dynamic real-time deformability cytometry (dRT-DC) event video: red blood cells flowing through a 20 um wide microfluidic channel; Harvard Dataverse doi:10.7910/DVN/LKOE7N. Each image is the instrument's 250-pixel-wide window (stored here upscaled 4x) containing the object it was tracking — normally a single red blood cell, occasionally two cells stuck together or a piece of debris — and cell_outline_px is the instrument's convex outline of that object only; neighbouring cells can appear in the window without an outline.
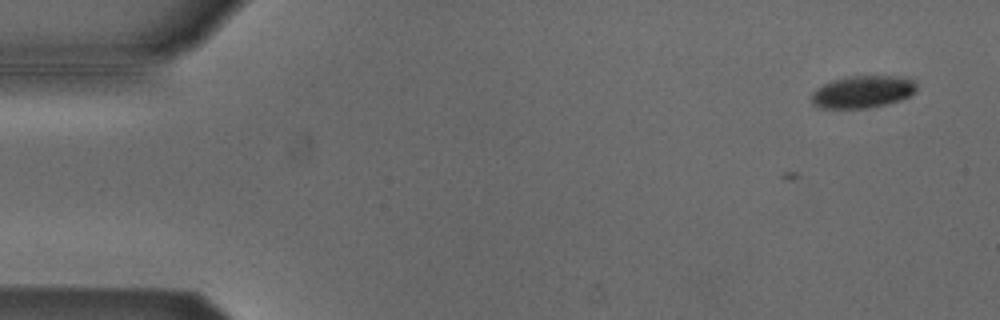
{"species": "Egyptian fruit bat (a non-hibernating species)", "species_latin": "Rousettus aegyptiacus", "temperature_condition": "cold", "stored_images_in_passage": 12, "camera_frame_rate_fps": 3000, "um_per_image_px": 0.085, "animal": {"sex": "male"}, "frame": {"image": 1, "passage_image": 1, "time_ms": 0.0, "image_size_px": [1000, 320], "cell_outline_px": [[916, 92], [900, 100], [868, 108], [820, 108], [812, 104], [812, 92], [816, 88], [832, 80], [848, 76], [896, 76], [912, 80], [916, 84]], "centroid_in_image_um": [73.29, 7.8], "position_along_channel_um": 11.7, "area_um2": 19.65}}
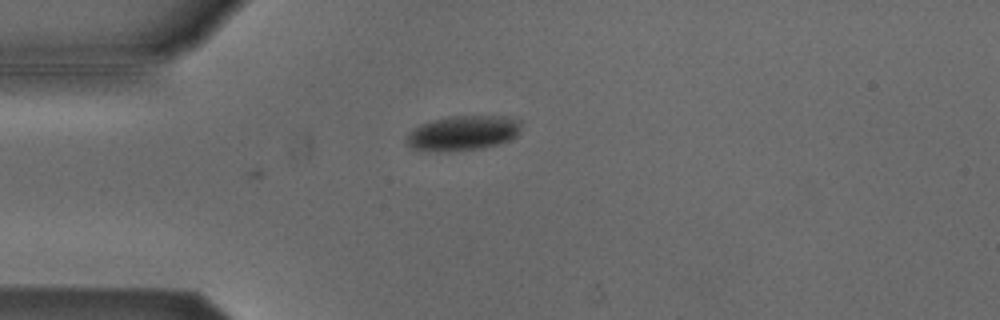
{"frame": {"image": 2, "passage_image": 12, "time_ms": 3.667, "image_size_px": [1000, 320], "cell_outline_px": [[520, 128], [516, 136], [508, 140], [496, 144], [480, 148], [452, 152], [428, 152], [412, 148], [404, 144], [404, 140], [420, 124], [432, 120], [448, 116], [508, 116], [520, 120]], "centroid_in_image_um": [39.3, 11.32], "position_along_channel_um": 45.7, "area_um2": 23.47}}